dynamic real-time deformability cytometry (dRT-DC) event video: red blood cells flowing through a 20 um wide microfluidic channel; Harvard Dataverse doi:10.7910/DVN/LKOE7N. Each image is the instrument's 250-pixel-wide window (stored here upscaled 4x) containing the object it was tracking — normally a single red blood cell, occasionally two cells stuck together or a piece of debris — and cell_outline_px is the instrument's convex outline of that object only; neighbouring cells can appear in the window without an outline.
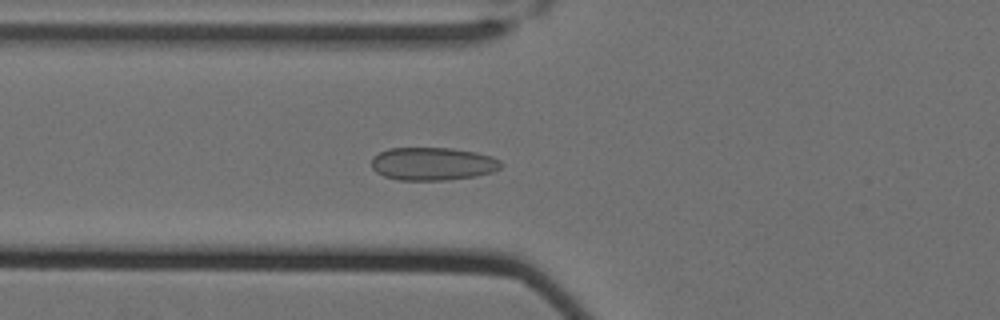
{"species": "Egyptian fruit bat (a non-hibernating species)", "species_latin": "Rousettus aegyptiacus", "temperature_condition": "cold", "stored_images_in_passage": 55, "camera_frame_rate_fps": 3000, "um_per_image_px": 0.085, "animal": {"sex": "female"}, "frame": {"image": 1, "passage_image": 19, "time_ms": 6.0, "image_size_px": [1000, 320], "cell_outline_px": [[504, 164], [500, 168], [492, 172], [476, 176], [448, 180], [400, 180], [384, 176], [376, 172], [372, 168], [372, 156], [388, 148], [452, 148], [476, 152], [492, 156], [500, 160]], "centroid_in_image_um": [36.8, 13.92], "position_along_channel_um": 89.0, "area_um2": 25.09}}
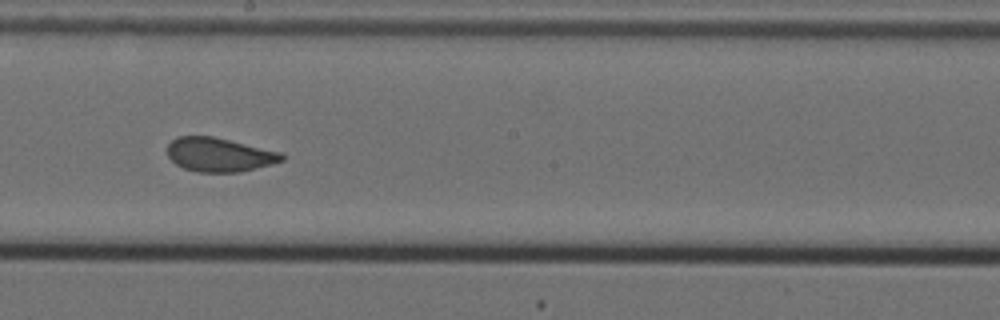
{"frame": {"image": 2, "passage_image": 31, "time_ms": 10.0, "image_size_px": [1000, 320], "cell_outline_px": [[284, 160], [272, 164], [240, 172], [196, 172], [184, 168], [176, 164], [168, 156], [168, 144], [176, 136], [212, 136], [284, 152]], "centroid_in_image_um": [18.66, 13.14], "position_along_channel_um": 229.5, "area_um2": 22.77}}
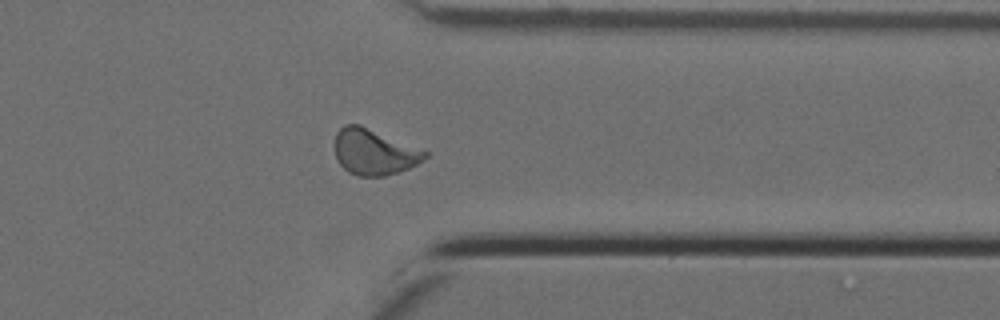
{"frame": {"image": 3, "passage_image": 44, "time_ms": 14.333, "image_size_px": [1000, 320], "cell_outline_px": [[428, 156], [416, 164], [400, 172], [384, 176], [356, 176], [348, 172], [336, 160], [336, 132], [344, 124], [360, 124], [428, 152]], "centroid_in_image_um": [31.78, 12.92], "position_along_channel_um": 379.6, "area_um2": 23.93}, "authors_computed_cell_mechanics": {"area_um2": 23.409, "velocity_mm_per_s": 3.4916, "shape_relaxation_time_tau1_ms": null, "shape_relaxation_time_tau2_ms": 0.8274, "deformation_change_tau1": null, "deformation_change_tau2": 0.0661}}